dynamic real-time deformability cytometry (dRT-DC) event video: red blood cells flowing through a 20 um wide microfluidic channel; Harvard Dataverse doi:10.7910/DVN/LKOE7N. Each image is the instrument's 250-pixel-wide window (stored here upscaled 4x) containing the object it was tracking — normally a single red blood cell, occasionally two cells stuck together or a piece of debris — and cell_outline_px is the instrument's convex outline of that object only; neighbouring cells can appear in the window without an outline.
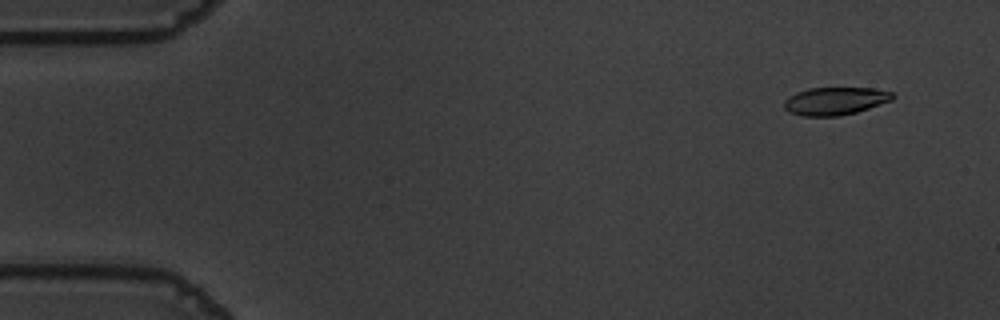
{"species": "common noctule bat (a hibernating species)", "species_latin": "Nyctalus noctula", "temperature_condition": "warm", "stored_images_in_passage": 56, "camera_frame_rate_fps": 3000, "um_per_image_px": 0.085, "animal": {"sex": "male", "body_mass_g": 19.5, "forearm_length_mm": 54.6}, "frame": {"image": 1, "passage_image": 4, "time_ms": 1.0, "image_size_px": [1000, 320], "cell_outline_px": [[896, 96], [892, 100], [856, 112], [840, 116], [804, 116], [788, 112], [784, 108], [784, 100], [788, 96], [796, 92], [808, 88], [872, 88], [892, 92]], "centroid_in_image_um": [70.96, 8.58], "position_along_channel_um": 14.0, "area_um2": 17.63}}
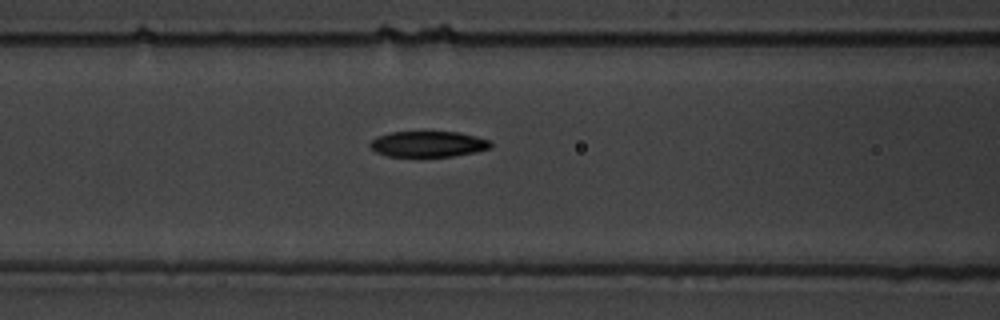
{"frame": {"image": 2, "passage_image": 23, "time_ms": 7.333, "image_size_px": [1000, 320], "cell_outline_px": [[492, 148], [476, 152], [452, 156], [388, 156], [376, 152], [368, 144], [376, 136], [388, 132], [460, 132], [492, 140]], "centroid_in_image_um": [36.42, 12.23], "position_along_channel_um": 130.2, "area_um2": 18.26}}
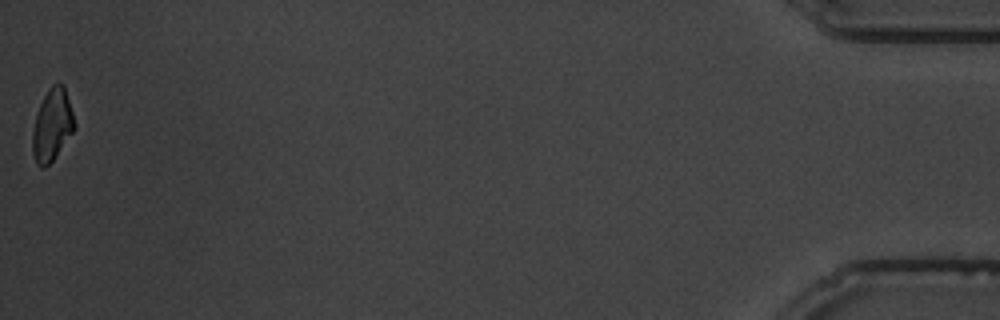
{"frame": {"image": 3, "passage_image": 56, "time_ms": 18.333, "image_size_px": [1000, 320], "cell_outline_px": [[76, 128], [52, 160], [44, 168], [40, 168], [36, 164], [32, 152], [32, 132], [36, 112], [48, 88], [52, 84], [64, 84], [76, 124]], "centroid_in_image_um": [4.42, 10.63], "position_along_channel_um": 430.8, "area_um2": 17.69}, "authors_computed_cell_mechanics": {"area_um2": 18.7561, "velocity_mm_per_s": 3.6089, "shape_relaxation_time_tau1_ms": 5.0277, "shape_relaxation_time_tau2_ms": 11.0726, "deformation_change_tau1": 0.1644, "deformation_change_tau2": 0.1795}}